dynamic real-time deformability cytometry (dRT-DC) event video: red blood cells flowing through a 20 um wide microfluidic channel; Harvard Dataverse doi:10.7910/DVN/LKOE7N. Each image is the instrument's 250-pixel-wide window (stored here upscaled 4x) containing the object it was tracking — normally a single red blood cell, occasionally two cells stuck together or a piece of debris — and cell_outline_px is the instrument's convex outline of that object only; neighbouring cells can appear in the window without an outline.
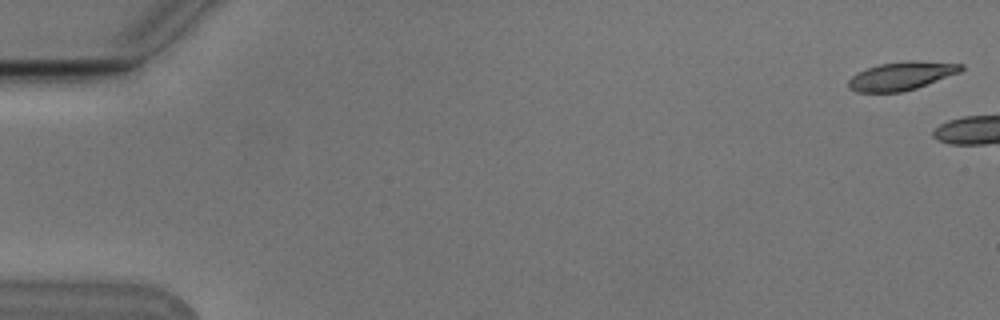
{"species": "Egyptian fruit bat (a non-hibernating species)", "species_latin": "Rousettus aegyptiacus", "temperature_condition": "cold", "stored_images_in_passage": 3, "camera_frame_rate_fps": 3000, "um_per_image_px": 0.085, "animal": {"sex": "male"}, "frame": {"image": 1, "passage_image": 1, "time_ms": 0.0, "image_size_px": [1000, 320], "cell_outline_px": [[964, 68], [960, 72], [916, 88], [900, 92], [856, 92], [848, 88], [848, 80], [856, 72], [880, 64], [908, 60], [916, 60], [964, 64]], "centroid_in_image_um": [76.61, 6.44], "position_along_channel_um": 8.4, "area_um2": 18.61}}